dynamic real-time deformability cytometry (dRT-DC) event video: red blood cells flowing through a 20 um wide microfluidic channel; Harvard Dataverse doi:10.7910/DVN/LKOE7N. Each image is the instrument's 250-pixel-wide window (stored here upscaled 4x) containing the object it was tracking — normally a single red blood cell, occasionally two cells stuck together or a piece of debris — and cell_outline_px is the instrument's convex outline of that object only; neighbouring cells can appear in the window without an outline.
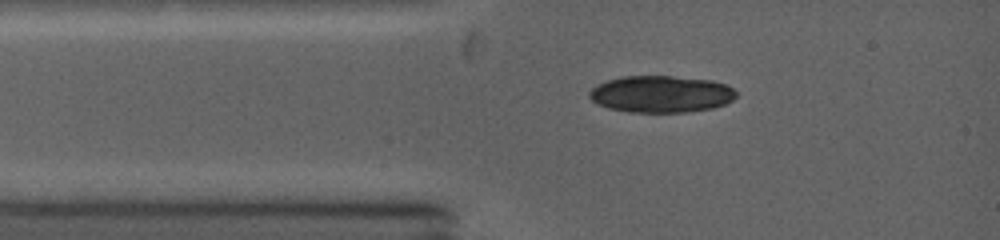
{"species": "common noctule bat (a hibernating species)", "species_latin": "Nyctalus noctula", "temperature_condition": "warm", "stored_images_in_passage": 1, "camera_frame_rate_fps": 5000, "um_per_image_px": 0.085, "animal": {"sex": "female", "body_mass_g": 19.0, "forearm_length_mm": 53.3}, "frame": {"image": 1, "passage_image": 1, "time_ms": 0.0, "image_size_px": [1000, 240], "cell_outline_px": [[736, 96], [732, 100], [724, 104], [712, 108], [688, 112], [628, 112], [608, 108], [592, 100], [588, 96], [588, 92], [592, 88], [608, 80], [628, 76], [668, 76], [708, 80], [724, 84], [732, 88], [736, 92]], "centroid_in_image_um": [56.18, 8.01], "position_along_channel_um": 28.8, "area_um2": 31.15}}